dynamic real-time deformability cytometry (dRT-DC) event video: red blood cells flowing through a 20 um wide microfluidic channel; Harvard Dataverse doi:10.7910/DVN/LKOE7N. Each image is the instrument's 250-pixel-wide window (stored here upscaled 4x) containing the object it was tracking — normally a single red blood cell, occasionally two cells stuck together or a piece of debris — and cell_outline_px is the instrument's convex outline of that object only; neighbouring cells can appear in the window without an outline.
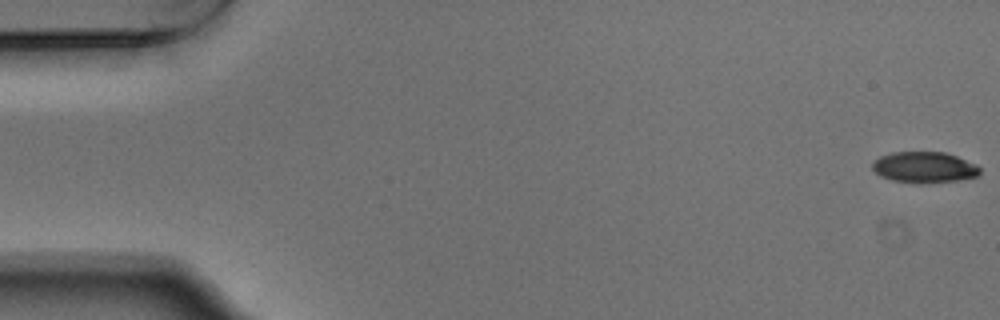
{"species": "Egyptian fruit bat (a non-hibernating species)", "species_latin": "Rousettus aegyptiacus", "temperature_condition": "warm", "stored_images_in_passage": 54, "camera_frame_rate_fps": 3000, "um_per_image_px": 0.085, "animal": {"sex": "male"}, "frame": {"image": 1, "passage_image": 1, "time_ms": 0.0, "image_size_px": [1000, 320], "cell_outline_px": [[980, 172], [976, 176], [956, 180], [920, 184], [892, 180], [880, 176], [872, 168], [872, 164], [880, 156], [892, 152], [944, 152], [956, 156], [976, 164], [980, 168]], "centroid_in_image_um": [78.55, 14.22], "position_along_channel_um": 6.5, "area_um2": 19.31}}
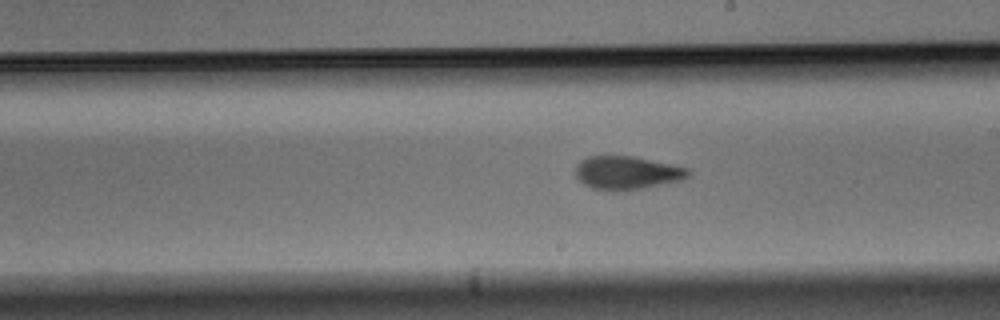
{"frame": {"image": 2, "passage_image": 31, "time_ms": 10.0, "image_size_px": [1000, 320], "cell_outline_px": [[692, 176], [668, 184], [624, 192], [592, 188], [584, 184], [576, 176], [576, 164], [580, 160], [588, 156], [636, 156], [672, 164], [688, 168], [692, 172]], "centroid_in_image_um": [53.35, 14.69], "position_along_channel_um": 235.7, "area_um2": 22.43}}
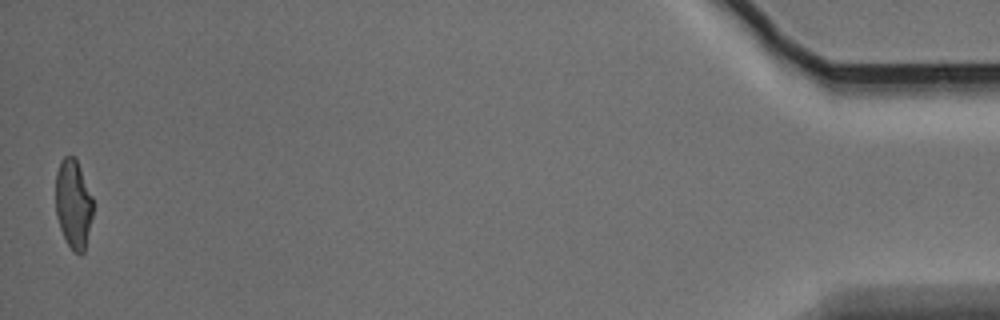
{"frame": {"image": 3, "passage_image": 54, "time_ms": 17.667, "image_size_px": [1000, 320], "cell_outline_px": [[92, 216], [84, 252], [80, 256], [68, 244], [60, 228], [56, 216], [56, 172], [60, 160], [64, 156], [72, 156], [76, 160], [80, 168], [92, 196]], "centroid_in_image_um": [6.22, 17.33], "position_along_channel_um": 429.0, "area_um2": 19.13}, "authors_computed_cell_mechanics": {"area_um2": 21.097, "velocity_mm_per_s": 3.7411, "shape_relaxation_time_tau1_ms": 4.7598, "shape_relaxation_time_tau2_ms": 2.3623, "deformation_change_tau1": 0.1741, "deformation_change_tau2": 0.087}}